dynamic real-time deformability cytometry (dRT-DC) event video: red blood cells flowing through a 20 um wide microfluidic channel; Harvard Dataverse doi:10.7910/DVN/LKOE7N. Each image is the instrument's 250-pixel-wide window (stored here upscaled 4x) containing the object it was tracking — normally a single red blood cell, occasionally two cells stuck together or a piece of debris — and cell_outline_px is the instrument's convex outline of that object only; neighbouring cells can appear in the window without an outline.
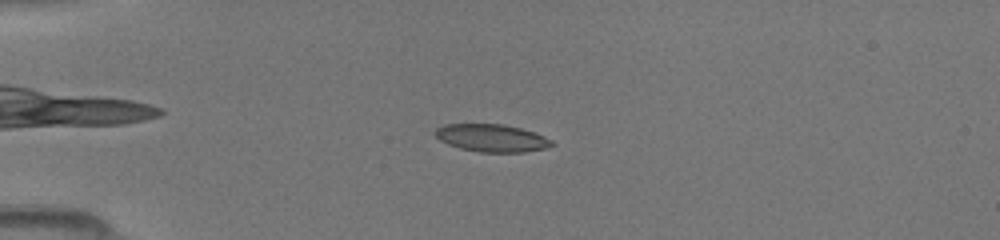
{"species": "common noctule bat (a hibernating species)", "species_latin": "Nyctalus noctula", "temperature_condition": "room temperature", "stored_images_in_passage": 44, "camera_frame_rate_fps": 3000, "um_per_image_px": 0.085, "animal": {"sex": "female", "body_mass_g": 19.5, "forearm_length_mm": 54.1}, "frame": {"image": 1, "passage_image": 8, "time_ms": 2.333, "image_size_px": [1000, 240], "cell_outline_px": [[556, 144], [544, 148], [524, 152], [480, 152], [460, 148], [448, 144], [440, 140], [432, 132], [436, 128], [444, 124], [504, 124], [520, 128], [544, 136], [552, 140]], "centroid_in_image_um": [41.77, 11.72], "position_along_channel_um": 43.2, "area_um2": 18.73}}
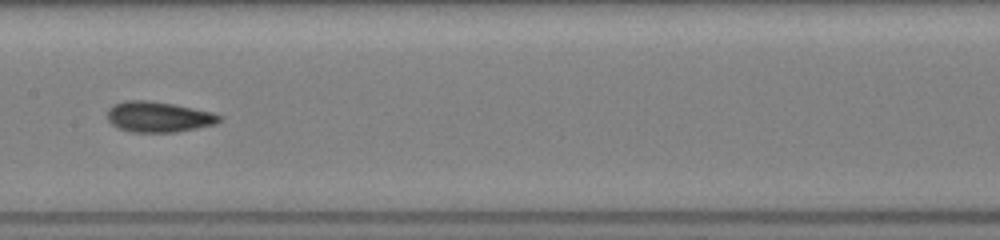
{"frame": {"image": 2, "passage_image": 21, "time_ms": 6.667, "image_size_px": [1000, 240], "cell_outline_px": [[224, 116], [216, 124], [176, 132], [132, 132], [120, 128], [112, 124], [108, 120], [108, 108], [112, 104], [124, 100], [148, 100], [172, 104], [212, 112]], "centroid_in_image_um": [13.46, 9.93], "position_along_channel_um": 193.9, "area_um2": 19.94}}
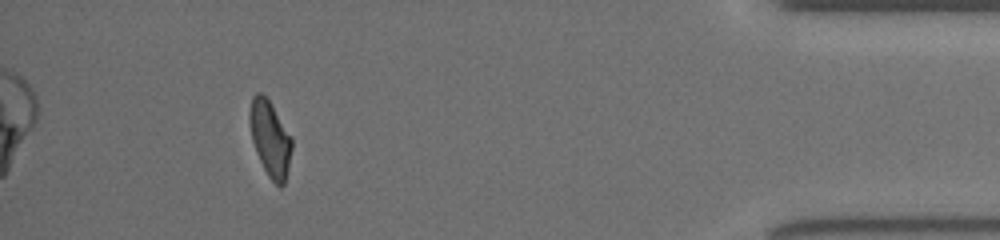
{"frame": {"image": 3, "passage_image": 40, "time_ms": 13.0, "image_size_px": [1000, 240], "cell_outline_px": [[292, 148], [284, 184], [280, 188], [268, 176], [256, 152], [252, 140], [248, 120], [248, 112], [252, 96], [256, 92], [260, 92], [268, 100], [292, 140]], "centroid_in_image_um": [22.92, 11.78], "position_along_channel_um": 412.3, "area_um2": 18.21}}